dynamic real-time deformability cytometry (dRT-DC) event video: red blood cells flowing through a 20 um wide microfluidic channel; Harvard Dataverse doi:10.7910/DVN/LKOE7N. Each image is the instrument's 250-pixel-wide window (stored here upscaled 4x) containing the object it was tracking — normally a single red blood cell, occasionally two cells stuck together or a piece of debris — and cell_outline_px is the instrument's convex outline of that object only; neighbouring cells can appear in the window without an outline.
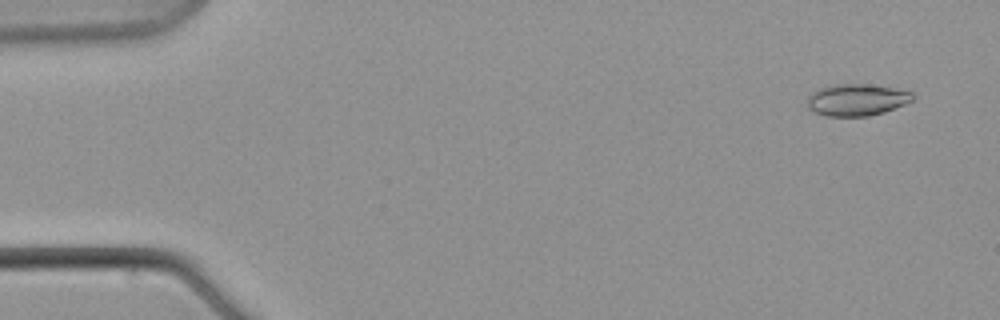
{"species": "common noctule bat (a hibernating species)", "species_latin": "Nyctalus noctula", "temperature_condition": "warm", "stored_images_in_passage": 9, "camera_frame_rate_fps": 3000, "um_per_image_px": 0.085, "animal": {"sex": "male", "body_mass_g": 21.5, "forearm_length_mm": 52.0}, "frame": {"image": 1, "passage_image": 2, "time_ms": 1.333, "image_size_px": [1000, 320], "cell_outline_px": [[916, 96], [912, 100], [904, 104], [884, 112], [868, 116], [824, 116], [808, 108], [808, 96], [812, 92], [820, 88], [832, 84], [864, 84], [892, 88], [912, 92]], "centroid_in_image_um": [72.81, 8.48], "position_along_channel_um": 12.2, "area_um2": 19.42}}
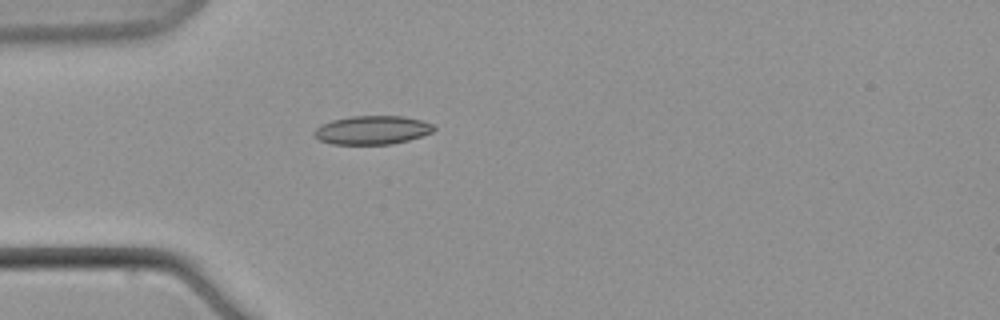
{"frame": {"image": 2, "passage_image": 7, "time_ms": 7.333, "image_size_px": [1000, 320], "cell_outline_px": [[436, 128], [432, 132], [408, 140], [392, 144], [332, 144], [320, 140], [312, 136], [312, 132], [316, 128], [332, 120], [352, 116], [404, 116], [420, 120], [432, 124]], "centroid_in_image_um": [31.62, 11.06], "position_along_channel_um": 53.4, "area_um2": 19.88}}
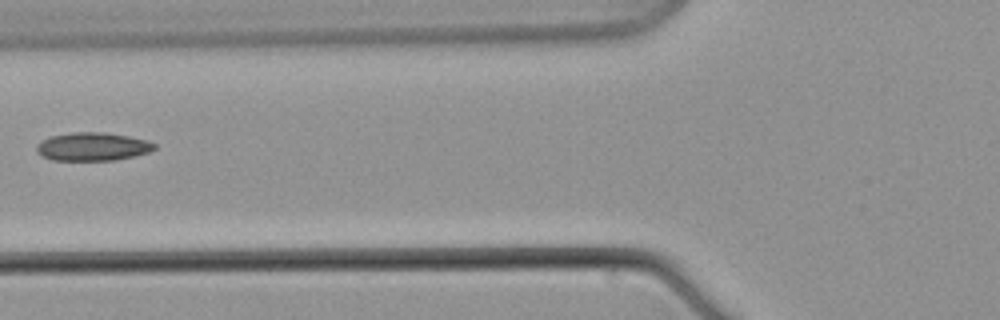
{"frame": {"image": 3, "passage_image": 9, "time_ms": 10.0, "image_size_px": [1000, 320], "cell_outline_px": [[156, 148], [148, 152], [116, 160], [52, 160], [36, 152], [36, 144], [40, 140], [52, 136], [72, 132], [104, 132], [128, 136], [148, 140], [156, 144]], "centroid_in_image_um": [7.85, 12.45], "position_along_channel_um": 117.9, "area_um2": 19.42}}